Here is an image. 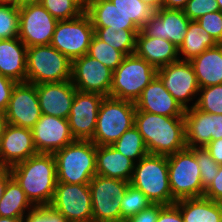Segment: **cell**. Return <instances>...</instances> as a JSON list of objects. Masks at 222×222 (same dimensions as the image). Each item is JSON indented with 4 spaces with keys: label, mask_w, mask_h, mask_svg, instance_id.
<instances>
[{
    "label": "cell",
    "mask_w": 222,
    "mask_h": 222,
    "mask_svg": "<svg viewBox=\"0 0 222 222\" xmlns=\"http://www.w3.org/2000/svg\"><path fill=\"white\" fill-rule=\"evenodd\" d=\"M134 126L149 154L169 156L186 148L184 117H166L136 111Z\"/></svg>",
    "instance_id": "2"
},
{
    "label": "cell",
    "mask_w": 222,
    "mask_h": 222,
    "mask_svg": "<svg viewBox=\"0 0 222 222\" xmlns=\"http://www.w3.org/2000/svg\"><path fill=\"white\" fill-rule=\"evenodd\" d=\"M79 2L84 8H86L92 0H76Z\"/></svg>",
    "instance_id": "55"
},
{
    "label": "cell",
    "mask_w": 222,
    "mask_h": 222,
    "mask_svg": "<svg viewBox=\"0 0 222 222\" xmlns=\"http://www.w3.org/2000/svg\"><path fill=\"white\" fill-rule=\"evenodd\" d=\"M113 71L85 54L72 60L71 82L81 92L110 96Z\"/></svg>",
    "instance_id": "14"
},
{
    "label": "cell",
    "mask_w": 222,
    "mask_h": 222,
    "mask_svg": "<svg viewBox=\"0 0 222 222\" xmlns=\"http://www.w3.org/2000/svg\"><path fill=\"white\" fill-rule=\"evenodd\" d=\"M57 22L40 3L21 6L18 38L26 47L50 45Z\"/></svg>",
    "instance_id": "11"
},
{
    "label": "cell",
    "mask_w": 222,
    "mask_h": 222,
    "mask_svg": "<svg viewBox=\"0 0 222 222\" xmlns=\"http://www.w3.org/2000/svg\"><path fill=\"white\" fill-rule=\"evenodd\" d=\"M19 8L0 4V40L18 37Z\"/></svg>",
    "instance_id": "39"
},
{
    "label": "cell",
    "mask_w": 222,
    "mask_h": 222,
    "mask_svg": "<svg viewBox=\"0 0 222 222\" xmlns=\"http://www.w3.org/2000/svg\"><path fill=\"white\" fill-rule=\"evenodd\" d=\"M219 6V10L222 12V0H216Z\"/></svg>",
    "instance_id": "56"
},
{
    "label": "cell",
    "mask_w": 222,
    "mask_h": 222,
    "mask_svg": "<svg viewBox=\"0 0 222 222\" xmlns=\"http://www.w3.org/2000/svg\"><path fill=\"white\" fill-rule=\"evenodd\" d=\"M6 125H7V121L5 118V113L0 111V139L2 137V134L4 132Z\"/></svg>",
    "instance_id": "51"
},
{
    "label": "cell",
    "mask_w": 222,
    "mask_h": 222,
    "mask_svg": "<svg viewBox=\"0 0 222 222\" xmlns=\"http://www.w3.org/2000/svg\"><path fill=\"white\" fill-rule=\"evenodd\" d=\"M41 0H19V8L27 4L40 3Z\"/></svg>",
    "instance_id": "54"
},
{
    "label": "cell",
    "mask_w": 222,
    "mask_h": 222,
    "mask_svg": "<svg viewBox=\"0 0 222 222\" xmlns=\"http://www.w3.org/2000/svg\"><path fill=\"white\" fill-rule=\"evenodd\" d=\"M156 75L157 69L146 60L135 53L126 55L113 71L110 96L135 103Z\"/></svg>",
    "instance_id": "7"
},
{
    "label": "cell",
    "mask_w": 222,
    "mask_h": 222,
    "mask_svg": "<svg viewBox=\"0 0 222 222\" xmlns=\"http://www.w3.org/2000/svg\"><path fill=\"white\" fill-rule=\"evenodd\" d=\"M200 88L222 84V45L208 48L190 61Z\"/></svg>",
    "instance_id": "26"
},
{
    "label": "cell",
    "mask_w": 222,
    "mask_h": 222,
    "mask_svg": "<svg viewBox=\"0 0 222 222\" xmlns=\"http://www.w3.org/2000/svg\"><path fill=\"white\" fill-rule=\"evenodd\" d=\"M16 81L2 76L0 74V111L4 112L7 110L9 105V100L11 98V94L14 86L16 85Z\"/></svg>",
    "instance_id": "43"
},
{
    "label": "cell",
    "mask_w": 222,
    "mask_h": 222,
    "mask_svg": "<svg viewBox=\"0 0 222 222\" xmlns=\"http://www.w3.org/2000/svg\"><path fill=\"white\" fill-rule=\"evenodd\" d=\"M188 0H162V8L183 9Z\"/></svg>",
    "instance_id": "49"
},
{
    "label": "cell",
    "mask_w": 222,
    "mask_h": 222,
    "mask_svg": "<svg viewBox=\"0 0 222 222\" xmlns=\"http://www.w3.org/2000/svg\"><path fill=\"white\" fill-rule=\"evenodd\" d=\"M205 149L217 164L222 165V139L212 140Z\"/></svg>",
    "instance_id": "47"
},
{
    "label": "cell",
    "mask_w": 222,
    "mask_h": 222,
    "mask_svg": "<svg viewBox=\"0 0 222 222\" xmlns=\"http://www.w3.org/2000/svg\"><path fill=\"white\" fill-rule=\"evenodd\" d=\"M135 162L111 145L97 146L96 175L130 182Z\"/></svg>",
    "instance_id": "25"
},
{
    "label": "cell",
    "mask_w": 222,
    "mask_h": 222,
    "mask_svg": "<svg viewBox=\"0 0 222 222\" xmlns=\"http://www.w3.org/2000/svg\"><path fill=\"white\" fill-rule=\"evenodd\" d=\"M165 205L161 204H152L148 208L140 211L138 214L130 217L128 220L130 222H156L160 210Z\"/></svg>",
    "instance_id": "44"
},
{
    "label": "cell",
    "mask_w": 222,
    "mask_h": 222,
    "mask_svg": "<svg viewBox=\"0 0 222 222\" xmlns=\"http://www.w3.org/2000/svg\"><path fill=\"white\" fill-rule=\"evenodd\" d=\"M157 76L185 110L191 107L188 102L199 95L200 87L190 61L178 60L163 66L157 69Z\"/></svg>",
    "instance_id": "13"
},
{
    "label": "cell",
    "mask_w": 222,
    "mask_h": 222,
    "mask_svg": "<svg viewBox=\"0 0 222 222\" xmlns=\"http://www.w3.org/2000/svg\"><path fill=\"white\" fill-rule=\"evenodd\" d=\"M144 2L146 5L150 6L153 8L155 11L158 9L162 8V0H141Z\"/></svg>",
    "instance_id": "50"
},
{
    "label": "cell",
    "mask_w": 222,
    "mask_h": 222,
    "mask_svg": "<svg viewBox=\"0 0 222 222\" xmlns=\"http://www.w3.org/2000/svg\"><path fill=\"white\" fill-rule=\"evenodd\" d=\"M199 97L191 107L209 114H222V84L200 88Z\"/></svg>",
    "instance_id": "37"
},
{
    "label": "cell",
    "mask_w": 222,
    "mask_h": 222,
    "mask_svg": "<svg viewBox=\"0 0 222 222\" xmlns=\"http://www.w3.org/2000/svg\"><path fill=\"white\" fill-rule=\"evenodd\" d=\"M35 206L29 201L25 192L12 177L5 187L4 194L0 200L1 217H24L25 211L33 210Z\"/></svg>",
    "instance_id": "30"
},
{
    "label": "cell",
    "mask_w": 222,
    "mask_h": 222,
    "mask_svg": "<svg viewBox=\"0 0 222 222\" xmlns=\"http://www.w3.org/2000/svg\"><path fill=\"white\" fill-rule=\"evenodd\" d=\"M26 82L37 84L71 80L72 61L52 45L27 47Z\"/></svg>",
    "instance_id": "6"
},
{
    "label": "cell",
    "mask_w": 222,
    "mask_h": 222,
    "mask_svg": "<svg viewBox=\"0 0 222 222\" xmlns=\"http://www.w3.org/2000/svg\"><path fill=\"white\" fill-rule=\"evenodd\" d=\"M93 27L116 29H140L123 14L110 0H92L85 8Z\"/></svg>",
    "instance_id": "27"
},
{
    "label": "cell",
    "mask_w": 222,
    "mask_h": 222,
    "mask_svg": "<svg viewBox=\"0 0 222 222\" xmlns=\"http://www.w3.org/2000/svg\"><path fill=\"white\" fill-rule=\"evenodd\" d=\"M135 103L105 96L98 112L93 139L96 146L115 143L128 129L134 126Z\"/></svg>",
    "instance_id": "5"
},
{
    "label": "cell",
    "mask_w": 222,
    "mask_h": 222,
    "mask_svg": "<svg viewBox=\"0 0 222 222\" xmlns=\"http://www.w3.org/2000/svg\"><path fill=\"white\" fill-rule=\"evenodd\" d=\"M130 185L140 190L152 204L171 205L167 156L147 154L135 163Z\"/></svg>",
    "instance_id": "4"
},
{
    "label": "cell",
    "mask_w": 222,
    "mask_h": 222,
    "mask_svg": "<svg viewBox=\"0 0 222 222\" xmlns=\"http://www.w3.org/2000/svg\"><path fill=\"white\" fill-rule=\"evenodd\" d=\"M49 206L69 222L93 219L89 185L57 183Z\"/></svg>",
    "instance_id": "12"
},
{
    "label": "cell",
    "mask_w": 222,
    "mask_h": 222,
    "mask_svg": "<svg viewBox=\"0 0 222 222\" xmlns=\"http://www.w3.org/2000/svg\"><path fill=\"white\" fill-rule=\"evenodd\" d=\"M190 21L182 9L160 8L149 18L141 31L146 36L168 40L179 48Z\"/></svg>",
    "instance_id": "19"
},
{
    "label": "cell",
    "mask_w": 222,
    "mask_h": 222,
    "mask_svg": "<svg viewBox=\"0 0 222 222\" xmlns=\"http://www.w3.org/2000/svg\"><path fill=\"white\" fill-rule=\"evenodd\" d=\"M87 55L97 59L112 71H114L125 58L122 52L103 42L95 34L91 39Z\"/></svg>",
    "instance_id": "33"
},
{
    "label": "cell",
    "mask_w": 222,
    "mask_h": 222,
    "mask_svg": "<svg viewBox=\"0 0 222 222\" xmlns=\"http://www.w3.org/2000/svg\"><path fill=\"white\" fill-rule=\"evenodd\" d=\"M182 10L191 21H196L207 13L219 11V6L216 0H188Z\"/></svg>",
    "instance_id": "40"
},
{
    "label": "cell",
    "mask_w": 222,
    "mask_h": 222,
    "mask_svg": "<svg viewBox=\"0 0 222 222\" xmlns=\"http://www.w3.org/2000/svg\"><path fill=\"white\" fill-rule=\"evenodd\" d=\"M135 107L136 111H144L166 117H184L185 114V109L168 92L157 75L143 89L135 102Z\"/></svg>",
    "instance_id": "21"
},
{
    "label": "cell",
    "mask_w": 222,
    "mask_h": 222,
    "mask_svg": "<svg viewBox=\"0 0 222 222\" xmlns=\"http://www.w3.org/2000/svg\"><path fill=\"white\" fill-rule=\"evenodd\" d=\"M186 148H205L212 140L222 139V114H209L195 106L185 110Z\"/></svg>",
    "instance_id": "17"
},
{
    "label": "cell",
    "mask_w": 222,
    "mask_h": 222,
    "mask_svg": "<svg viewBox=\"0 0 222 222\" xmlns=\"http://www.w3.org/2000/svg\"><path fill=\"white\" fill-rule=\"evenodd\" d=\"M40 4L58 21L70 20L85 12L76 0H41Z\"/></svg>",
    "instance_id": "36"
},
{
    "label": "cell",
    "mask_w": 222,
    "mask_h": 222,
    "mask_svg": "<svg viewBox=\"0 0 222 222\" xmlns=\"http://www.w3.org/2000/svg\"><path fill=\"white\" fill-rule=\"evenodd\" d=\"M27 47L18 38L0 40V74L16 82H26Z\"/></svg>",
    "instance_id": "24"
},
{
    "label": "cell",
    "mask_w": 222,
    "mask_h": 222,
    "mask_svg": "<svg viewBox=\"0 0 222 222\" xmlns=\"http://www.w3.org/2000/svg\"><path fill=\"white\" fill-rule=\"evenodd\" d=\"M135 54L156 69L180 60L178 48L172 42L146 36L141 30L136 37Z\"/></svg>",
    "instance_id": "23"
},
{
    "label": "cell",
    "mask_w": 222,
    "mask_h": 222,
    "mask_svg": "<svg viewBox=\"0 0 222 222\" xmlns=\"http://www.w3.org/2000/svg\"><path fill=\"white\" fill-rule=\"evenodd\" d=\"M150 205L152 202L140 190L129 184L120 200L121 220L129 219Z\"/></svg>",
    "instance_id": "35"
},
{
    "label": "cell",
    "mask_w": 222,
    "mask_h": 222,
    "mask_svg": "<svg viewBox=\"0 0 222 222\" xmlns=\"http://www.w3.org/2000/svg\"><path fill=\"white\" fill-rule=\"evenodd\" d=\"M78 222H97V221H95V220H89V221H78Z\"/></svg>",
    "instance_id": "58"
},
{
    "label": "cell",
    "mask_w": 222,
    "mask_h": 222,
    "mask_svg": "<svg viewBox=\"0 0 222 222\" xmlns=\"http://www.w3.org/2000/svg\"><path fill=\"white\" fill-rule=\"evenodd\" d=\"M156 222H184L179 207L174 203L165 205L158 215Z\"/></svg>",
    "instance_id": "46"
},
{
    "label": "cell",
    "mask_w": 222,
    "mask_h": 222,
    "mask_svg": "<svg viewBox=\"0 0 222 222\" xmlns=\"http://www.w3.org/2000/svg\"><path fill=\"white\" fill-rule=\"evenodd\" d=\"M96 152L91 140H75L55 152L57 183L88 185L96 175Z\"/></svg>",
    "instance_id": "3"
},
{
    "label": "cell",
    "mask_w": 222,
    "mask_h": 222,
    "mask_svg": "<svg viewBox=\"0 0 222 222\" xmlns=\"http://www.w3.org/2000/svg\"><path fill=\"white\" fill-rule=\"evenodd\" d=\"M195 155L200 169L202 186L206 189L218 175L220 165L214 161L205 148H189Z\"/></svg>",
    "instance_id": "38"
},
{
    "label": "cell",
    "mask_w": 222,
    "mask_h": 222,
    "mask_svg": "<svg viewBox=\"0 0 222 222\" xmlns=\"http://www.w3.org/2000/svg\"><path fill=\"white\" fill-rule=\"evenodd\" d=\"M167 160L172 204L178 200L204 196L200 169L189 148L167 156Z\"/></svg>",
    "instance_id": "8"
},
{
    "label": "cell",
    "mask_w": 222,
    "mask_h": 222,
    "mask_svg": "<svg viewBox=\"0 0 222 222\" xmlns=\"http://www.w3.org/2000/svg\"><path fill=\"white\" fill-rule=\"evenodd\" d=\"M41 115L36 85L29 82H17L5 111L7 123L32 129Z\"/></svg>",
    "instance_id": "15"
},
{
    "label": "cell",
    "mask_w": 222,
    "mask_h": 222,
    "mask_svg": "<svg viewBox=\"0 0 222 222\" xmlns=\"http://www.w3.org/2000/svg\"><path fill=\"white\" fill-rule=\"evenodd\" d=\"M2 5H11L19 8V0H0Z\"/></svg>",
    "instance_id": "53"
},
{
    "label": "cell",
    "mask_w": 222,
    "mask_h": 222,
    "mask_svg": "<svg viewBox=\"0 0 222 222\" xmlns=\"http://www.w3.org/2000/svg\"><path fill=\"white\" fill-rule=\"evenodd\" d=\"M128 19L140 29L148 22L155 10L141 0H110Z\"/></svg>",
    "instance_id": "34"
},
{
    "label": "cell",
    "mask_w": 222,
    "mask_h": 222,
    "mask_svg": "<svg viewBox=\"0 0 222 222\" xmlns=\"http://www.w3.org/2000/svg\"><path fill=\"white\" fill-rule=\"evenodd\" d=\"M77 89L71 80L36 85L41 113L68 119Z\"/></svg>",
    "instance_id": "22"
},
{
    "label": "cell",
    "mask_w": 222,
    "mask_h": 222,
    "mask_svg": "<svg viewBox=\"0 0 222 222\" xmlns=\"http://www.w3.org/2000/svg\"><path fill=\"white\" fill-rule=\"evenodd\" d=\"M31 130L38 153L54 154L75 141L68 119L42 114Z\"/></svg>",
    "instance_id": "18"
},
{
    "label": "cell",
    "mask_w": 222,
    "mask_h": 222,
    "mask_svg": "<svg viewBox=\"0 0 222 222\" xmlns=\"http://www.w3.org/2000/svg\"><path fill=\"white\" fill-rule=\"evenodd\" d=\"M130 182L95 175L89 188L92 199L93 220L118 222L121 220L120 200Z\"/></svg>",
    "instance_id": "10"
},
{
    "label": "cell",
    "mask_w": 222,
    "mask_h": 222,
    "mask_svg": "<svg viewBox=\"0 0 222 222\" xmlns=\"http://www.w3.org/2000/svg\"><path fill=\"white\" fill-rule=\"evenodd\" d=\"M184 222H222V202L204 196L175 202Z\"/></svg>",
    "instance_id": "28"
},
{
    "label": "cell",
    "mask_w": 222,
    "mask_h": 222,
    "mask_svg": "<svg viewBox=\"0 0 222 222\" xmlns=\"http://www.w3.org/2000/svg\"><path fill=\"white\" fill-rule=\"evenodd\" d=\"M111 146L135 163L148 154L144 139L135 126L128 129Z\"/></svg>",
    "instance_id": "32"
},
{
    "label": "cell",
    "mask_w": 222,
    "mask_h": 222,
    "mask_svg": "<svg viewBox=\"0 0 222 222\" xmlns=\"http://www.w3.org/2000/svg\"><path fill=\"white\" fill-rule=\"evenodd\" d=\"M204 197L210 200L222 202V165L213 182L204 190Z\"/></svg>",
    "instance_id": "45"
},
{
    "label": "cell",
    "mask_w": 222,
    "mask_h": 222,
    "mask_svg": "<svg viewBox=\"0 0 222 222\" xmlns=\"http://www.w3.org/2000/svg\"><path fill=\"white\" fill-rule=\"evenodd\" d=\"M9 169L35 207L50 205L57 185L56 161L53 154L38 153Z\"/></svg>",
    "instance_id": "1"
},
{
    "label": "cell",
    "mask_w": 222,
    "mask_h": 222,
    "mask_svg": "<svg viewBox=\"0 0 222 222\" xmlns=\"http://www.w3.org/2000/svg\"><path fill=\"white\" fill-rule=\"evenodd\" d=\"M197 21L218 44L222 43V12L220 10L207 13Z\"/></svg>",
    "instance_id": "41"
},
{
    "label": "cell",
    "mask_w": 222,
    "mask_h": 222,
    "mask_svg": "<svg viewBox=\"0 0 222 222\" xmlns=\"http://www.w3.org/2000/svg\"><path fill=\"white\" fill-rule=\"evenodd\" d=\"M24 218L25 222H69L50 206L35 207Z\"/></svg>",
    "instance_id": "42"
},
{
    "label": "cell",
    "mask_w": 222,
    "mask_h": 222,
    "mask_svg": "<svg viewBox=\"0 0 222 222\" xmlns=\"http://www.w3.org/2000/svg\"><path fill=\"white\" fill-rule=\"evenodd\" d=\"M94 28L86 12L70 20H59L50 45L71 61L88 53Z\"/></svg>",
    "instance_id": "9"
},
{
    "label": "cell",
    "mask_w": 222,
    "mask_h": 222,
    "mask_svg": "<svg viewBox=\"0 0 222 222\" xmlns=\"http://www.w3.org/2000/svg\"><path fill=\"white\" fill-rule=\"evenodd\" d=\"M93 28L94 34L99 39L122 52L125 56L135 53L136 37L141 29H116L111 28V26Z\"/></svg>",
    "instance_id": "31"
},
{
    "label": "cell",
    "mask_w": 222,
    "mask_h": 222,
    "mask_svg": "<svg viewBox=\"0 0 222 222\" xmlns=\"http://www.w3.org/2000/svg\"><path fill=\"white\" fill-rule=\"evenodd\" d=\"M36 154L32 130L7 123L0 139V167L10 168Z\"/></svg>",
    "instance_id": "20"
},
{
    "label": "cell",
    "mask_w": 222,
    "mask_h": 222,
    "mask_svg": "<svg viewBox=\"0 0 222 222\" xmlns=\"http://www.w3.org/2000/svg\"><path fill=\"white\" fill-rule=\"evenodd\" d=\"M118 222H130L128 219H122V220H119Z\"/></svg>",
    "instance_id": "57"
},
{
    "label": "cell",
    "mask_w": 222,
    "mask_h": 222,
    "mask_svg": "<svg viewBox=\"0 0 222 222\" xmlns=\"http://www.w3.org/2000/svg\"><path fill=\"white\" fill-rule=\"evenodd\" d=\"M217 45L218 43L208 34L197 20L190 21L184 40L178 48L179 58L180 60L191 61L208 48H213ZM180 53L184 57H180Z\"/></svg>",
    "instance_id": "29"
},
{
    "label": "cell",
    "mask_w": 222,
    "mask_h": 222,
    "mask_svg": "<svg viewBox=\"0 0 222 222\" xmlns=\"http://www.w3.org/2000/svg\"><path fill=\"white\" fill-rule=\"evenodd\" d=\"M12 178L9 168L0 167V200L4 194L7 182Z\"/></svg>",
    "instance_id": "48"
},
{
    "label": "cell",
    "mask_w": 222,
    "mask_h": 222,
    "mask_svg": "<svg viewBox=\"0 0 222 222\" xmlns=\"http://www.w3.org/2000/svg\"><path fill=\"white\" fill-rule=\"evenodd\" d=\"M0 222H25V218L24 217L10 218V217L0 216Z\"/></svg>",
    "instance_id": "52"
},
{
    "label": "cell",
    "mask_w": 222,
    "mask_h": 222,
    "mask_svg": "<svg viewBox=\"0 0 222 222\" xmlns=\"http://www.w3.org/2000/svg\"><path fill=\"white\" fill-rule=\"evenodd\" d=\"M104 97L99 93L76 91L68 117L75 140L93 139L98 112Z\"/></svg>",
    "instance_id": "16"
}]
</instances>
